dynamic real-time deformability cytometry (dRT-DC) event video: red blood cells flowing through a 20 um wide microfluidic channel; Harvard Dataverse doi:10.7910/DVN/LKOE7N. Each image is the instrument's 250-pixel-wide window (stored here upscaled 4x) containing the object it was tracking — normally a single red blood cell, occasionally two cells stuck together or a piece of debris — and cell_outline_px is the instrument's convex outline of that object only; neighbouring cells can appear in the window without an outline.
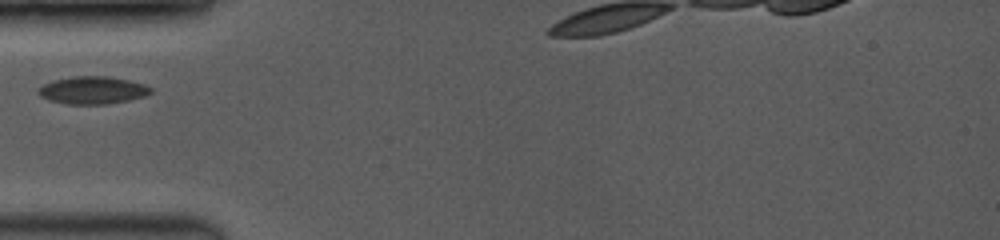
{"species": "common noctule bat (a hibernating species)", "species_latin": "Nyctalus noctula", "temperature_condition": "room temperature", "stored_images_in_passage": 4, "segment_of_instrument_passage": [1, 2], "camera_frame_rate_fps": 3500, "um_per_image_px": 0.085, "animal": {"sex": "female", "body_mass_g": 19.0, "forearm_length_mm": 53.3}, "frame": {"image": 1, "passage_image": 1, "time_ms": 0.0, "image_size_px": [1000, 240], "cell_outline_px": [[152, 92], [144, 96], [128, 100], [108, 104], [68, 104], [48, 100], [40, 96], [36, 92], [36, 88], [52, 80], [72, 76], [108, 76], [128, 80], [144, 84], [152, 88]], "centroid_in_image_um": [7.83, 7.66], "position_along_channel_um": 77.2, "area_um2": 18.21}}